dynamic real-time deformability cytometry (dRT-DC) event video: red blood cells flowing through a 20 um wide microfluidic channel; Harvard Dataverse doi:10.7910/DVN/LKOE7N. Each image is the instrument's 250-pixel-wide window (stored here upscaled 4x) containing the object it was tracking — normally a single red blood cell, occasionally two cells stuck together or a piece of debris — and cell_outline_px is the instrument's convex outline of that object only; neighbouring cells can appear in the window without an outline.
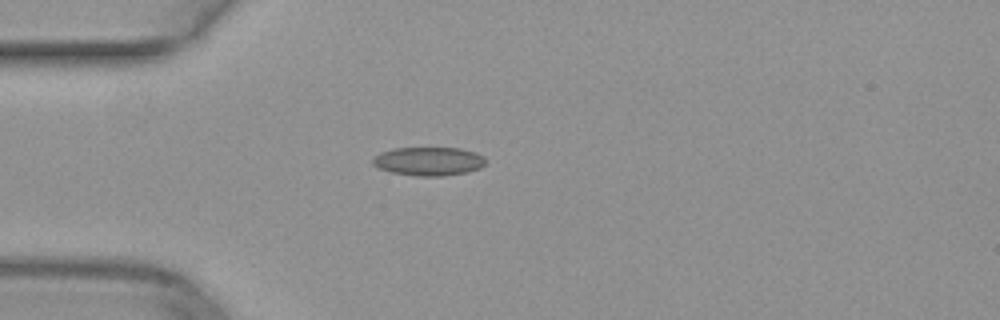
{"species": "common noctule bat (a hibernating species)", "species_latin": "Nyctalus noctula", "temperature_condition": "warm", "stored_images_in_passage": 43, "camera_frame_rate_fps": 3000, "um_per_image_px": 0.085, "animal": {"sex": "female", "body_mass_g": 29.2, "forearm_length_mm": 56.3}, "frame": {"image": 1, "passage_image": 7, "time_ms": 2.0, "image_size_px": [1000, 320], "cell_outline_px": [[488, 160], [480, 168], [468, 172], [444, 176], [416, 176], [392, 172], [380, 168], [372, 164], [372, 160], [380, 152], [392, 148], [460, 148], [476, 152], [484, 156]], "centroid_in_image_um": [36.48, 13.7], "position_along_channel_um": 48.5, "area_um2": 18.96}}
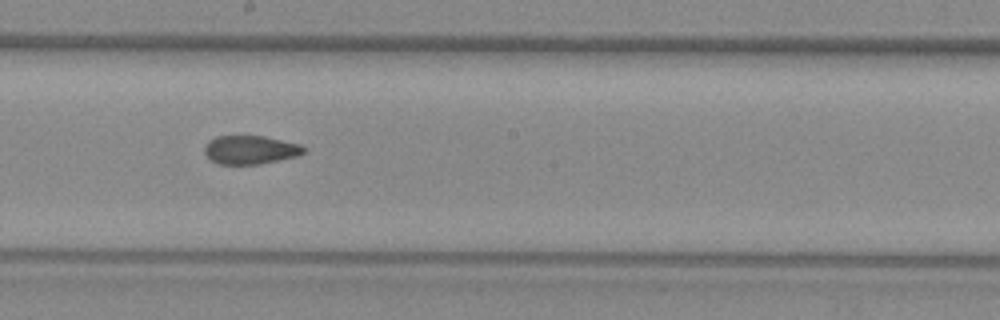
{"frame": {"image": 2, "passage_image": 21, "time_ms": 6.667, "image_size_px": [1000, 320], "cell_outline_px": [[304, 152], [296, 156], [260, 164], [216, 164], [204, 152], [204, 148], [208, 140], [216, 136], [264, 136], [300, 144], [304, 148]], "centroid_in_image_um": [21.24, 12.73], "position_along_channel_um": 227.0, "area_um2": 16.42}}
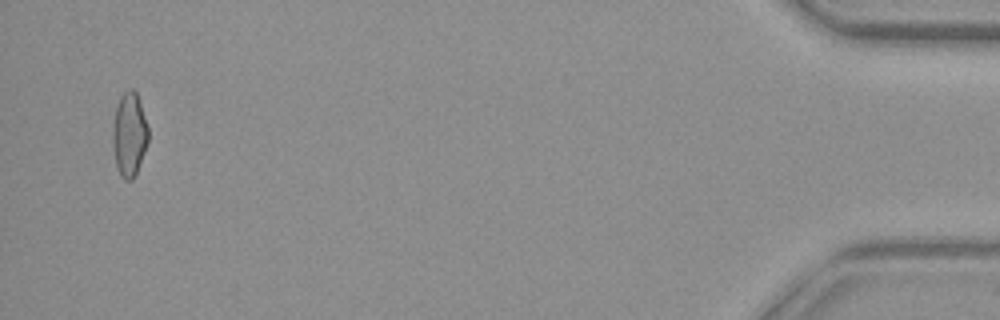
{"frame": {"image": 3, "passage_image": 42, "time_ms": 13.667, "image_size_px": [1000, 320], "cell_outline_px": [[148, 144], [136, 172], [132, 180], [124, 180], [120, 176], [116, 168], [112, 144], [112, 124], [116, 104], [120, 96], [128, 88], [132, 88], [136, 92], [148, 128]], "centroid_in_image_um": [10.96, 11.43], "position_along_channel_um": 424.2, "area_um2": 17.63}}